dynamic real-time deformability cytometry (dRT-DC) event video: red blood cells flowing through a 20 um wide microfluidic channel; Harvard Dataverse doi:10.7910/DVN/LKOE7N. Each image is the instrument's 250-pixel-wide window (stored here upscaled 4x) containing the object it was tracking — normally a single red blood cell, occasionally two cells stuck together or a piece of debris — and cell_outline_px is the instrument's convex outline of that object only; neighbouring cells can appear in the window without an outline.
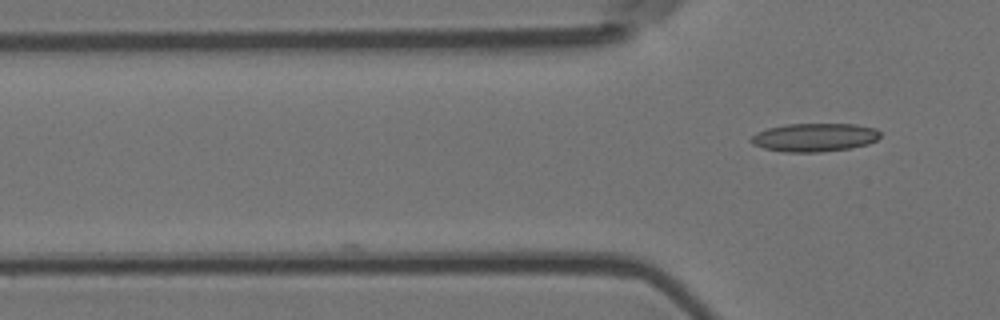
{"species": "Egyptian fruit bat (a non-hibernating species)", "species_latin": "Rousettus aegyptiacus", "temperature_condition": "room temperature", "stored_images_in_passage": 2, "camera_frame_rate_fps": 3000, "um_per_image_px": 0.085, "animal": {"sex": "female"}, "frame": {"image": 1, "passage_image": 2, "time_ms": 0.333, "image_size_px": [1000, 320], "cell_outline_px": [[880, 136], [876, 140], [868, 144], [852, 148], [820, 152], [784, 152], [764, 148], [752, 144], [748, 140], [756, 132], [768, 128], [784, 124], [856, 124], [876, 128], [880, 132]], "centroid_in_image_um": [69.22, 11.68], "position_along_channel_um": 56.6, "area_um2": 21.56}}